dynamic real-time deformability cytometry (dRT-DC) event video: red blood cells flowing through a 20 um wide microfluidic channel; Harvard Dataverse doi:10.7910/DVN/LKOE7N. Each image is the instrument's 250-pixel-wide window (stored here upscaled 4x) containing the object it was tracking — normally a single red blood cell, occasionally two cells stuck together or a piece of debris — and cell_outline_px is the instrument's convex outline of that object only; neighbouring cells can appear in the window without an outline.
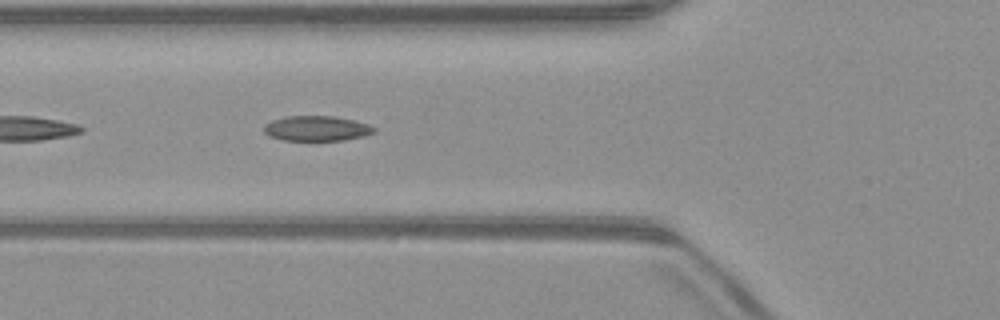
{"species": "common noctule bat (a hibernating species)", "species_latin": "Nyctalus noctula", "temperature_condition": "warm", "stored_images_in_passage": 15, "camera_frame_rate_fps": 3000, "um_per_image_px": 0.085, "animal": {"sex": "male", "body_mass_g": 23.1, "forearm_length_mm": 52.7}, "frame": {"image": 1, "passage_image": 5, "time_ms": 1.333, "image_size_px": [1000, 320], "cell_outline_px": [[376, 132], [364, 136], [344, 140], [284, 140], [268, 136], [264, 132], [264, 124], [272, 120], [288, 116], [336, 116], [356, 120], [368, 124], [376, 128]], "centroid_in_image_um": [26.94, 10.91], "position_along_channel_um": 98.9, "area_um2": 16.24}}
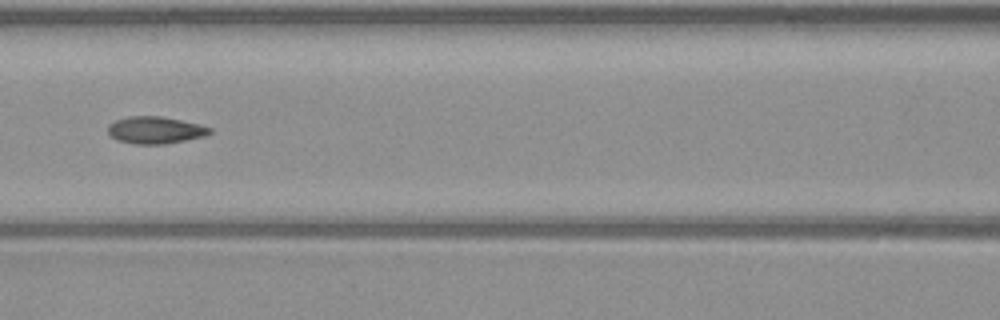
{"frame": {"image": 2, "passage_image": 9, "time_ms": 2.667, "image_size_px": [1000, 320], "cell_outline_px": [[212, 132], [208, 136], [164, 144], [136, 144], [116, 140], [108, 132], [108, 124], [116, 120], [128, 116], [160, 116], [200, 124], [212, 128]], "centroid_in_image_um": [13.23, 11.06], "position_along_channel_um": 153.4, "area_um2": 16.18}}